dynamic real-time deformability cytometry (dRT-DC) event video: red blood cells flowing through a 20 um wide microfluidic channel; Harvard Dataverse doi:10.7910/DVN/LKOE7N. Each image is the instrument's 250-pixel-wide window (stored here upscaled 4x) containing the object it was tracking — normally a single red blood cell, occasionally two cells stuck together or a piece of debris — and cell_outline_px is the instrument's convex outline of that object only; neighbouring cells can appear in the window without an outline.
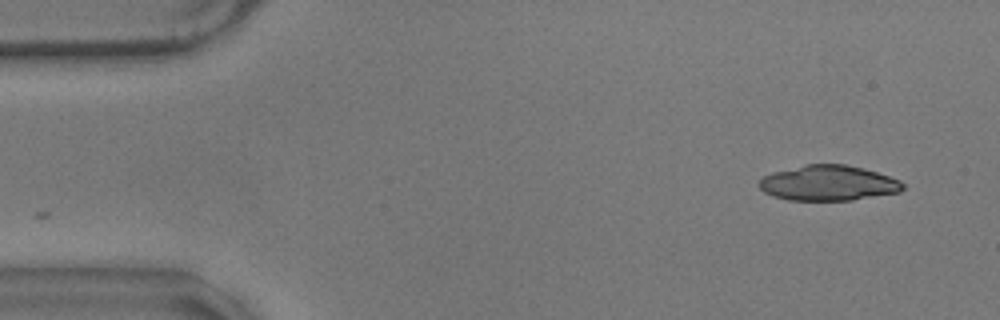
{"species": "common noctule bat (a hibernating species)", "species_latin": "Nyctalus noctula", "temperature_condition": "warm", "stored_images_in_passage": 24, "camera_frame_rate_fps": 3000, "um_per_image_px": 0.085, "animal": {"sex": "male", "body_mass_g": 17.9}, "frame": {"image": 1, "passage_image": 1, "time_ms": 0.0, "image_size_px": [1000, 320], "cell_outline_px": [[904, 188], [900, 192], [852, 200], [788, 200], [772, 196], [764, 192], [760, 188], [760, 180], [764, 176], [772, 172], [804, 164], [844, 164], [864, 168], [900, 180], [904, 184]], "centroid_in_image_um": [70.41, 15.56], "position_along_channel_um": 14.6, "area_um2": 29.59}}